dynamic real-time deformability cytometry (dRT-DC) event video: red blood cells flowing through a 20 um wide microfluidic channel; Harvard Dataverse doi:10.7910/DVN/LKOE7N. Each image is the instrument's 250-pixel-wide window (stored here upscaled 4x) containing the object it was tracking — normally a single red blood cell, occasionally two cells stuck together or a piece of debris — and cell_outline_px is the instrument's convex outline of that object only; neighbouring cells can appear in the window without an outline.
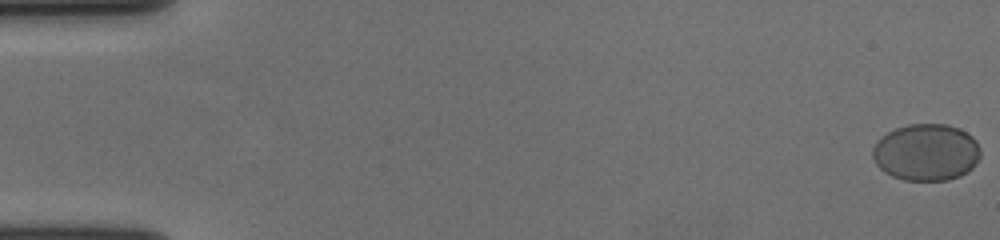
{"species": "human", "species_latin": "Homo sapiens", "temperature_condition": "cold", "stored_images_in_passage": 59, "camera_frame_rate_fps": 3000, "um_per_image_px": 0.085, "donor": {"sex": "female"}, "frame": {"image": 1, "passage_image": 1, "time_ms": 0.0, "image_size_px": [1000, 240], "cell_outline_px": [[980, 156], [972, 168], [968, 172], [960, 176], [948, 180], [904, 180], [892, 176], [884, 172], [876, 164], [872, 156], [872, 148], [880, 136], [896, 128], [908, 124], [948, 124], [960, 128], [972, 136], [976, 140], [980, 148]], "centroid_in_image_um": [78.73, 12.94], "position_along_channel_um": 6.3, "area_um2": 36.07}}
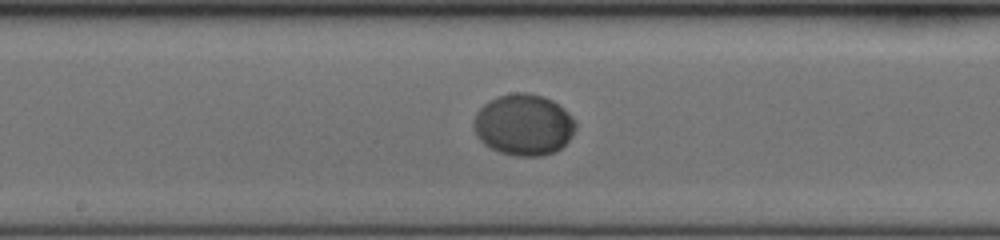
{"frame": {"image": 2, "passage_image": 32, "time_ms": 10.333, "image_size_px": [1000, 240], "cell_outline_px": [[576, 128], [572, 136], [556, 152], [544, 156], [516, 156], [500, 152], [484, 144], [476, 136], [472, 128], [472, 120], [476, 112], [488, 100], [496, 96], [512, 92], [528, 92], [544, 96], [552, 100], [564, 108], [572, 116], [576, 124]], "centroid_in_image_um": [44.49, 10.59], "position_along_channel_um": 203.7, "area_um2": 36.99}}
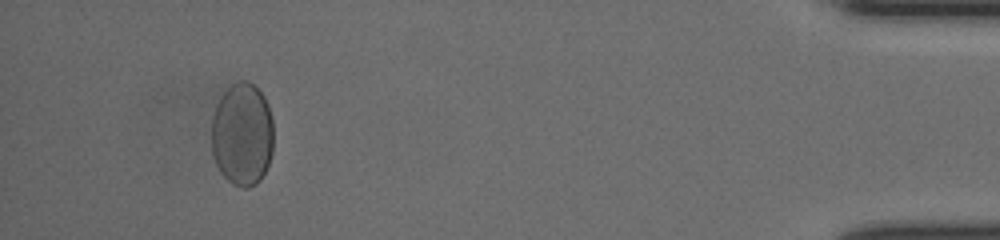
{"frame": {"image": 3, "passage_image": 55, "time_ms": 18.0, "image_size_px": [1000, 240], "cell_outline_px": [[272, 152], [268, 164], [260, 180], [256, 184], [248, 188], [244, 188], [232, 184], [220, 172], [212, 156], [212, 116], [216, 104], [220, 96], [232, 84], [240, 80], [248, 80], [264, 96], [268, 104], [272, 120]], "centroid_in_image_um": [20.57, 11.42], "position_along_channel_um": 414.6, "area_um2": 37.45}, "authors_computed_cell_mechanics": {"area_um2": 36.0094, "velocity_mm_per_s": 3.6166, "shape_relaxation_time_tau1_ms": 3.9095, "shape_relaxation_time_tau2_ms": null, "deformation_change_tau1": 0.0771, "deformation_change_tau2": null}}